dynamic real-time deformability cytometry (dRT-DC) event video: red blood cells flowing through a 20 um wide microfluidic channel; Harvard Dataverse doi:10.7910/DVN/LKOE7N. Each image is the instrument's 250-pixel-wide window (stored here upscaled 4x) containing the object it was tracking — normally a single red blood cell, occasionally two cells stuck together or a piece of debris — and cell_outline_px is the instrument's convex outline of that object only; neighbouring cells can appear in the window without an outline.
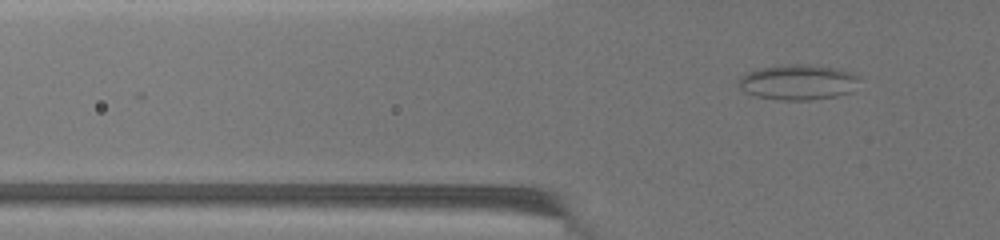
{"species": "common noctule bat (a hibernating species)", "species_latin": "Nyctalus noctula", "temperature_condition": "warm", "stored_images_in_passage": 44, "camera_frame_rate_fps": 3000, "um_per_image_px": 0.085, "animal": {"sex": "female", "body_mass_g": 19.5, "forearm_length_mm": 54.1}, "frame": {"image": 1, "passage_image": 5, "time_ms": 1.333, "image_size_px": [1000, 240], "cell_outline_px": [[860, 76], [852, 92], [836, 96], [808, 100], [784, 100], [756, 96], [740, 88], [740, 76], [748, 72], [760, 68], [792, 64], [796, 64], [836, 68], [852, 72]], "centroid_in_image_um": [67.87, 6.99], "position_along_channel_um": 57.9, "area_um2": 24.45}}
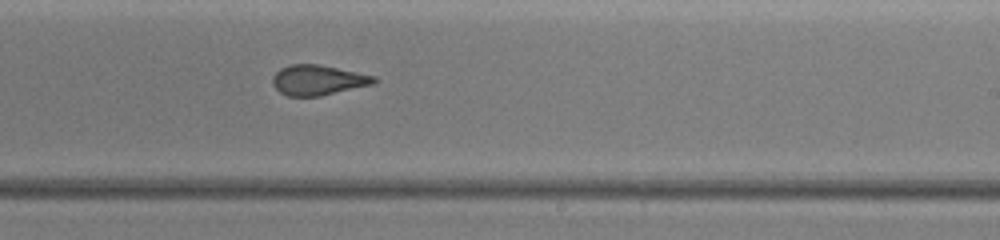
{"frame": {"image": 2, "passage_image": 24, "time_ms": 7.333, "image_size_px": [1000, 240], "cell_outline_px": [[380, 80], [376, 84], [320, 96], [288, 96], [280, 92], [272, 84], [272, 76], [280, 68], [292, 64], [316, 64], [376, 76]], "centroid_in_image_um": [27.06, 6.81], "position_along_channel_um": 261.9, "area_um2": 17.92}}
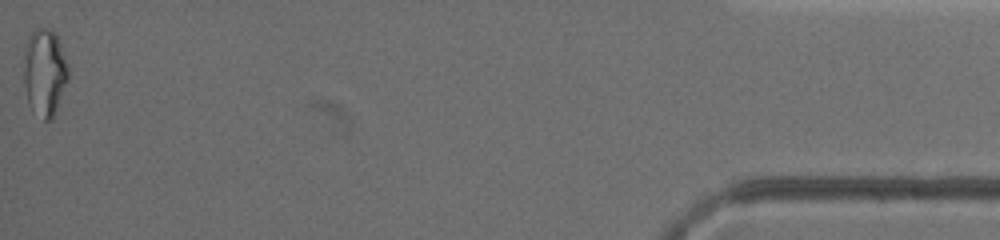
{"frame": {"image": 3, "passage_image": 44, "time_ms": 14.333, "image_size_px": [1000, 240], "cell_outline_px": [[68, 80], [56, 108], [52, 116], [48, 120], [44, 120], [32, 112], [28, 104], [24, 84], [24, 56], [28, 36], [36, 28], [44, 28], [52, 32], [56, 36], [60, 44], [68, 64]], "centroid_in_image_um": [3.77, 6.16], "position_along_channel_um": 431.4, "area_um2": 22.37}, "authors_computed_cell_mechanics": {"area_um2": 18.785, "velocity_mm_per_s": 3.6332, "shape_relaxation_time_tau1_ms": null, "shape_relaxation_time_tau2_ms": 0.9425, "deformation_change_tau1": null, "deformation_change_tau2": 0.078}}